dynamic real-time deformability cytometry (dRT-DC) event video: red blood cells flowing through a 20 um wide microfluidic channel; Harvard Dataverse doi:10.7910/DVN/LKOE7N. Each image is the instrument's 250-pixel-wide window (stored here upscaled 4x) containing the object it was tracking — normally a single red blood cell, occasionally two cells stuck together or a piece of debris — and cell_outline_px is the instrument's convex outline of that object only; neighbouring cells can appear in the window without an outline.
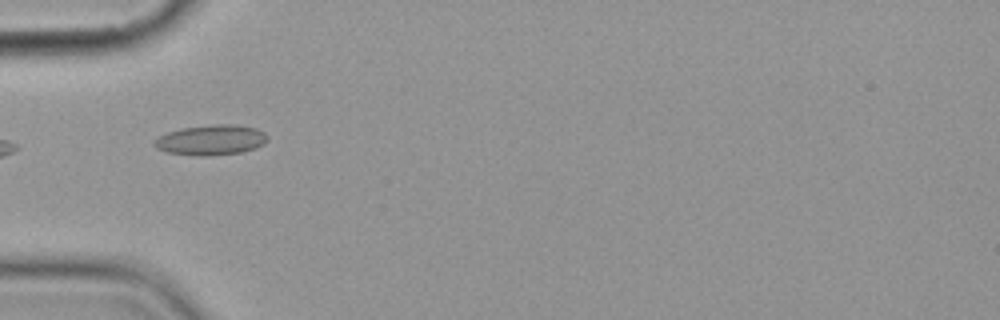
{"species": "common noctule bat (a hibernating species)", "species_latin": "Nyctalus noctula", "temperature_condition": "cold", "stored_images_in_passage": 5, "camera_frame_rate_fps": 3000, "um_per_image_px": 0.085, "animal": {"sex": "female", "body_mass_g": 19.9}, "frame": {"image": 1, "passage_image": 5, "time_ms": 4.667, "image_size_px": [1000, 320], "cell_outline_px": [[268, 140], [264, 144], [256, 148], [240, 152], [208, 156], [200, 156], [168, 152], [156, 148], [152, 144], [160, 136], [168, 132], [180, 128], [216, 124], [236, 124], [256, 128], [264, 132], [268, 136]], "centroid_in_image_um": [17.97, 11.89], "position_along_channel_um": 67.0, "area_um2": 19.94}}